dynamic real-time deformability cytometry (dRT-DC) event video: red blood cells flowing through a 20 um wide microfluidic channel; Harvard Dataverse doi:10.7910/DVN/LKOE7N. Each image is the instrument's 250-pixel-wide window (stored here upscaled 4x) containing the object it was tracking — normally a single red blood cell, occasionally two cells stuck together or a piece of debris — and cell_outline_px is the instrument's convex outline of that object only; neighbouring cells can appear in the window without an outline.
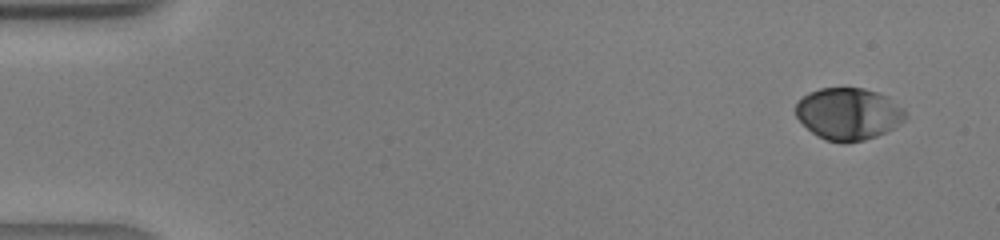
{"species": "human", "species_latin": "Homo sapiens", "temperature_condition": "warm", "stored_images_in_passage": 40, "camera_frame_rate_fps": 3000, "um_per_image_px": 0.085, "donor": {"sex": "male"}, "frame": {"image": 1, "passage_image": 1, "time_ms": 0.0, "image_size_px": [1000, 240], "cell_outline_px": [[904, 120], [892, 128], [876, 136], [864, 140], [848, 144], [844, 144], [824, 140], [816, 136], [796, 116], [796, 104], [808, 92], [820, 88], [864, 88], [888, 96], [904, 108]], "centroid_in_image_um": [72.1, 9.68], "position_along_channel_um": 12.9, "area_um2": 33.23}}
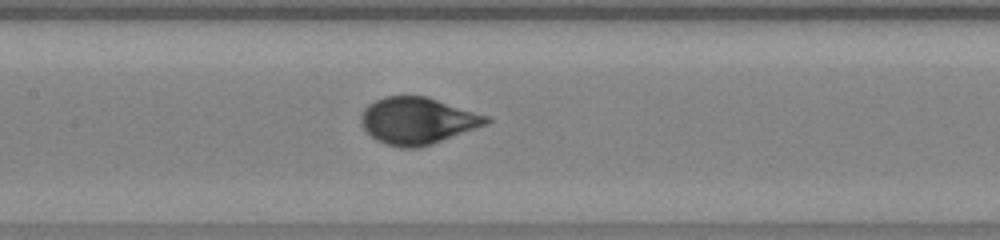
{"frame": {"image": 2, "passage_image": 19, "time_ms": 6.0, "image_size_px": [1000, 240], "cell_outline_px": [[492, 120], [488, 124], [432, 144], [420, 148], [400, 148], [384, 144], [376, 140], [360, 124], [360, 116], [364, 108], [368, 104], [384, 96], [428, 96], [492, 116]], "centroid_in_image_um": [35.53, 10.26], "position_along_channel_um": 171.9, "area_um2": 34.74}}
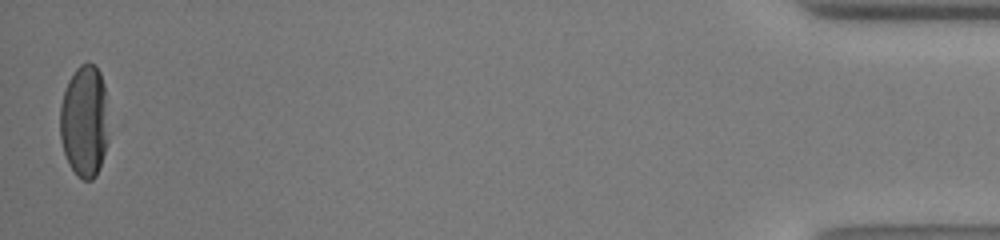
{"frame": {"image": 3, "passage_image": 40, "time_ms": 13.0, "image_size_px": [1000, 240], "cell_outline_px": [[108, 140], [96, 176], [92, 180], [84, 180], [68, 164], [64, 152], [60, 136], [60, 104], [68, 80], [76, 68], [80, 64], [88, 60], [96, 64], [100, 72], [104, 84]], "centroid_in_image_um": [7.16, 10.24], "position_along_channel_um": 428.0, "area_um2": 31.73}}